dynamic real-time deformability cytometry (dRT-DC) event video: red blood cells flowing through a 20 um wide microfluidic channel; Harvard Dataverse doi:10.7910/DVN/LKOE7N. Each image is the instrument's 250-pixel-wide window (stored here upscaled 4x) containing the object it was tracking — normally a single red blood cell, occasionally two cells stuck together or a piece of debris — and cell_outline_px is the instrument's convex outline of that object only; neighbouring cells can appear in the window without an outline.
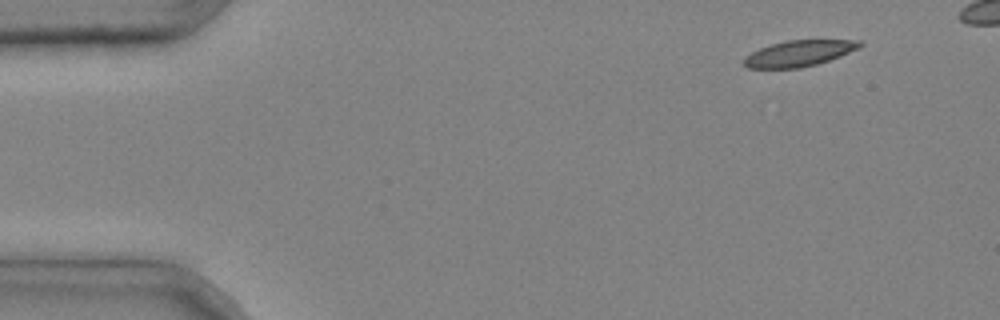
{"species": "common noctule bat (a hibernating species)", "species_latin": "Nyctalus noctula", "temperature_condition": "cold", "stored_images_in_passage": 5, "segment_of_instrument_passage": [2, 2], "camera_frame_rate_fps": 3000, "um_per_image_px": 0.085, "animal": {"sex": "male", "body_mass_g": 20.4}, "frame": {"image": 1, "passage_image": 5, "time_ms": 1.333, "image_size_px": [1000, 320], "cell_outline_px": [[864, 44], [860, 48], [840, 56], [816, 64], [800, 68], [748, 68], [744, 64], [744, 56], [760, 48], [772, 44], [788, 40], [860, 40]], "centroid_in_image_um": [67.94, 4.53], "position_along_channel_um": 17.1, "area_um2": 17.46}}